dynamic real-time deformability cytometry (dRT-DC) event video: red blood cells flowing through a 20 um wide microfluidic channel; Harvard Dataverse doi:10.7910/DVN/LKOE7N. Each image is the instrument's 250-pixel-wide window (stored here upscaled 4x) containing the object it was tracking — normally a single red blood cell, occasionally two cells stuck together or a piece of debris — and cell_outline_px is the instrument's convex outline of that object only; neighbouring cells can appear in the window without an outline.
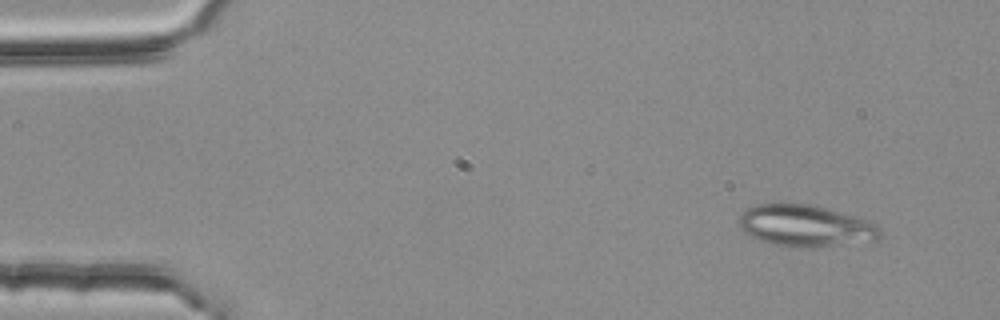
{"species": "common noctule bat (a hibernating species)", "species_latin": "Nyctalus noctula", "temperature_condition": "room temperature", "stored_images_in_passage": 3, "camera_frame_rate_fps": 3000, "um_per_image_px": 0.085, "animal": {"sex": "female", "body_mass_g": 25.1}, "frame": {"image": 1, "passage_image": 1, "time_ms": 0.0, "image_size_px": [1000, 320], "cell_outline_px": [[884, 236], [876, 240], [832, 244], [776, 244], [756, 240], [748, 236], [740, 228], [740, 216], [748, 208], [760, 204], [808, 204], [824, 208], [868, 220], [876, 224], [884, 232]], "centroid_in_image_um": [68.47, 19.15], "position_along_channel_um": 16.5, "area_um2": 32.83}}